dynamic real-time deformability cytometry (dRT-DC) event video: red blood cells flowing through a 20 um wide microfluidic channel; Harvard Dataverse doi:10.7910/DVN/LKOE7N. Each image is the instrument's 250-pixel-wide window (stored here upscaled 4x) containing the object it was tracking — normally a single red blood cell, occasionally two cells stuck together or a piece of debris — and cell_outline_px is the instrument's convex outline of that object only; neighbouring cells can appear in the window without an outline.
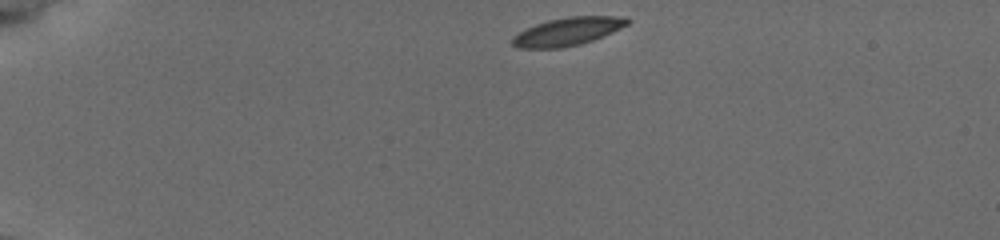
{"species": "common noctule bat (a hibernating species)", "species_latin": "Nyctalus noctula", "temperature_condition": "cold", "stored_images_in_passage": 44, "camera_frame_rate_fps": 3000, "um_per_image_px": 0.085, "animal": {"sex": "female", "body_mass_g": 19.5, "forearm_length_mm": 54.1}, "frame": {"image": 1, "passage_image": 1, "time_ms": 0.0, "image_size_px": [1000, 240], "cell_outline_px": [[632, 20], [628, 24], [620, 28], [592, 40], [580, 44], [560, 48], [516, 48], [512, 44], [512, 36], [536, 24], [548, 20], [568, 16], [628, 16]], "centroid_in_image_um": [48.26, 2.67], "position_along_channel_um": 36.7, "area_um2": 18.73}}
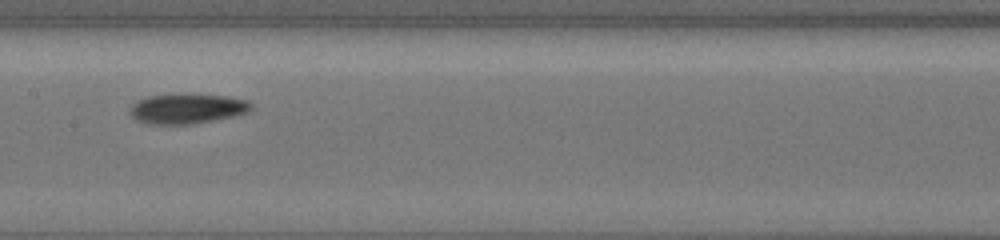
{"frame": {"image": 2, "passage_image": 19, "time_ms": 6.0, "image_size_px": [1000, 240], "cell_outline_px": [[252, 108], [248, 112], [236, 116], [192, 124], [148, 124], [136, 120], [128, 112], [132, 104], [136, 100], [148, 96], [228, 96], [248, 100], [252, 104]], "centroid_in_image_um": [15.91, 9.27], "position_along_channel_um": 191.5, "area_um2": 20.75}}
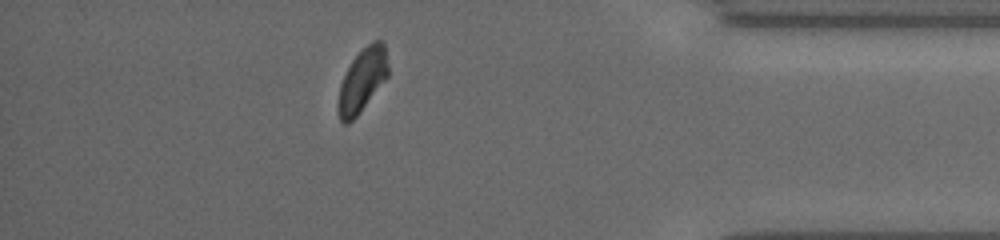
{"frame": {"image": 3, "passage_image": 38, "time_ms": 12.333, "image_size_px": [1000, 240], "cell_outline_px": [[388, 76], [360, 112], [348, 124], [340, 124], [340, 84], [352, 60], [372, 40], [380, 40], [384, 44], [388, 64]], "centroid_in_image_um": [30.83, 6.8], "position_along_channel_um": 404.4, "area_um2": 17.86}, "authors_computed_cell_mechanics": {"area_um2": 19.2185, "velocity_mm_per_s": 3.7899, "shape_relaxation_time_tau1_ms": 2.2064, "shape_relaxation_time_tau2_ms": null, "deformation_change_tau1": 0.0872, "deformation_change_tau2": null}}